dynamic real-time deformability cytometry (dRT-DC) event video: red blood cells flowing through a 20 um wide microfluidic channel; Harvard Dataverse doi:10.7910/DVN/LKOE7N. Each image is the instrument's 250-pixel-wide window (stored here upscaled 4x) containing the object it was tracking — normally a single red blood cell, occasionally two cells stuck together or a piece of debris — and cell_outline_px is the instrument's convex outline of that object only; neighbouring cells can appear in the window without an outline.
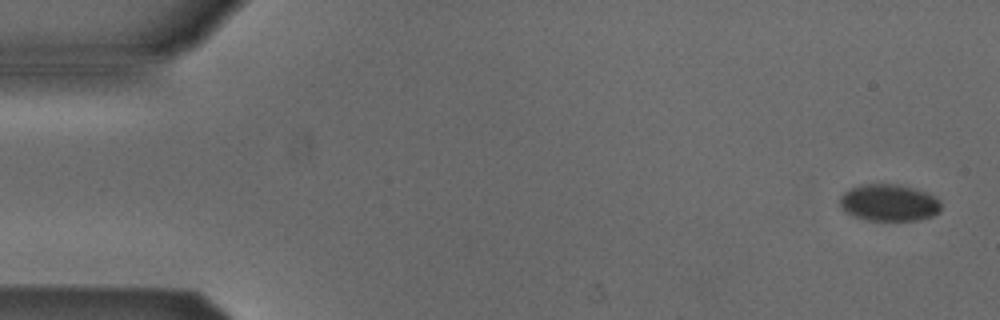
{"species": "Egyptian fruit bat (a non-hibernating species)", "species_latin": "Rousettus aegyptiacus", "temperature_condition": "cold", "stored_images_in_passage": 4, "camera_frame_rate_fps": 3000, "um_per_image_px": 0.085, "animal": {"sex": "male"}, "frame": {"image": 1, "passage_image": 1, "time_ms": 0.0, "image_size_px": [1000, 320], "cell_outline_px": [[940, 212], [932, 216], [916, 220], [868, 220], [844, 212], [840, 208], [840, 196], [844, 192], [852, 188], [864, 184], [896, 184], [912, 188], [936, 196], [940, 200]], "centroid_in_image_um": [75.56, 17.23], "position_along_channel_um": 9.4, "area_um2": 21.62}}
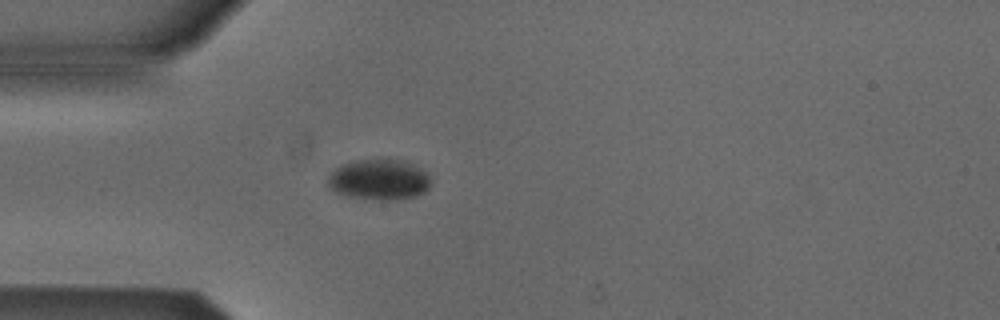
{"frame": {"image": 2, "passage_image": 4, "time_ms": 4.333, "image_size_px": [1000, 320], "cell_outline_px": [[428, 188], [424, 192], [416, 196], [396, 200], [380, 200], [348, 196], [336, 192], [328, 188], [328, 176], [340, 164], [352, 160], [380, 156], [388, 156], [404, 160], [416, 164], [428, 176]], "centroid_in_image_um": [32.19, 15.2], "position_along_channel_um": 52.8, "area_um2": 25.2}}